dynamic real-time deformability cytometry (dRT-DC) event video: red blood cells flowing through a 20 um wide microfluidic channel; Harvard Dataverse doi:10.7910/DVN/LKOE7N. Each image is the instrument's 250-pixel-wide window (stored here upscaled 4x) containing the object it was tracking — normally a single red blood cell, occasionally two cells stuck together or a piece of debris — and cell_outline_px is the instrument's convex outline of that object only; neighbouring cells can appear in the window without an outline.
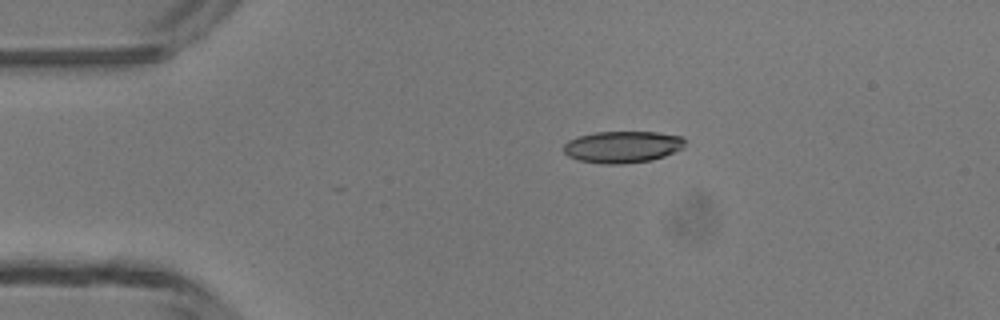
{"species": "common noctule bat (a hibernating species)", "species_latin": "Nyctalus noctula", "temperature_condition": "room temperature", "stored_images_in_passage": 3, "camera_frame_rate_fps": 3000, "um_per_image_px": 0.085, "animal": {"sex": "male", "body_mass_g": 13.3}, "frame": {"image": 1, "passage_image": 1, "time_ms": 0.0, "image_size_px": [1000, 320], "cell_outline_px": [[684, 148], [664, 156], [652, 160], [624, 164], [604, 164], [576, 160], [568, 156], [564, 152], [564, 144], [568, 140], [580, 136], [596, 132], [656, 132], [680, 136], [684, 140]], "centroid_in_image_um": [52.9, 12.49], "position_along_channel_um": 32.1, "area_um2": 22.48}}
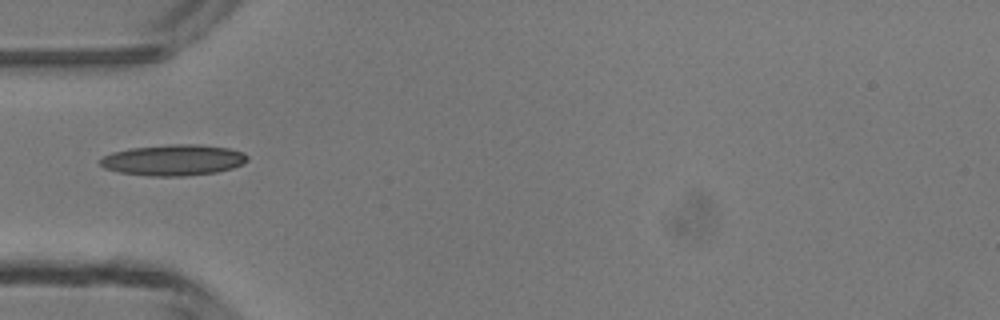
{"frame": {"image": 2, "passage_image": 3, "time_ms": 2.0, "image_size_px": [1000, 320], "cell_outline_px": [[248, 160], [244, 164], [232, 168], [216, 172], [184, 176], [148, 176], [120, 172], [104, 168], [100, 164], [100, 160], [104, 156], [112, 152], [132, 148], [168, 144], [200, 144], [228, 148], [244, 152], [248, 156]], "centroid_in_image_um": [14.77, 13.6], "position_along_channel_um": 70.2, "area_um2": 26.65}}